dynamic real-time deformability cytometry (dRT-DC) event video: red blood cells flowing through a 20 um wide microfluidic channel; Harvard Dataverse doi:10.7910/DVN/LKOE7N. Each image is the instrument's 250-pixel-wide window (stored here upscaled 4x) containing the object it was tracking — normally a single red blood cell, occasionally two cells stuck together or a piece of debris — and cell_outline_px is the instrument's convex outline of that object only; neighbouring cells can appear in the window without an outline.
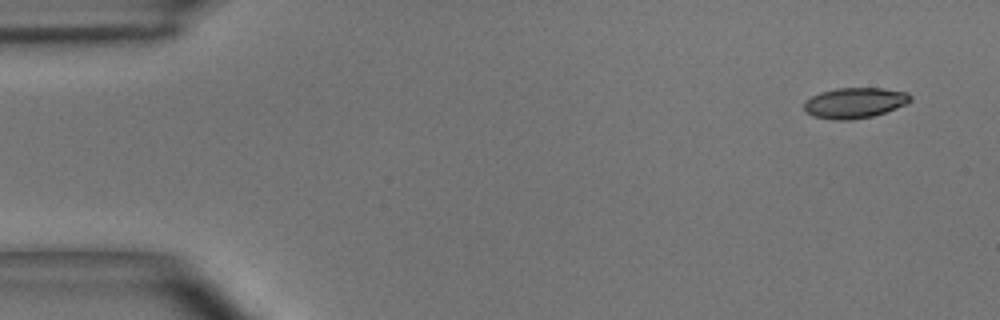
{"species": "common noctule bat (a hibernating species)", "species_latin": "Nyctalus noctula", "temperature_condition": "room temperature", "stored_images_in_passage": 3, "camera_frame_rate_fps": 3000, "um_per_image_px": 0.085, "animal": {"sex": "male", "body_mass_g": 15.6}, "frame": {"image": 1, "passage_image": 1, "time_ms": 0.0, "image_size_px": [1000, 320], "cell_outline_px": [[912, 100], [896, 108], [872, 116], [852, 120], [836, 120], [812, 116], [804, 112], [804, 100], [820, 92], [836, 88], [884, 88], [908, 92], [912, 96]], "centroid_in_image_um": [72.62, 8.74], "position_along_channel_um": 12.4, "area_um2": 19.07}}